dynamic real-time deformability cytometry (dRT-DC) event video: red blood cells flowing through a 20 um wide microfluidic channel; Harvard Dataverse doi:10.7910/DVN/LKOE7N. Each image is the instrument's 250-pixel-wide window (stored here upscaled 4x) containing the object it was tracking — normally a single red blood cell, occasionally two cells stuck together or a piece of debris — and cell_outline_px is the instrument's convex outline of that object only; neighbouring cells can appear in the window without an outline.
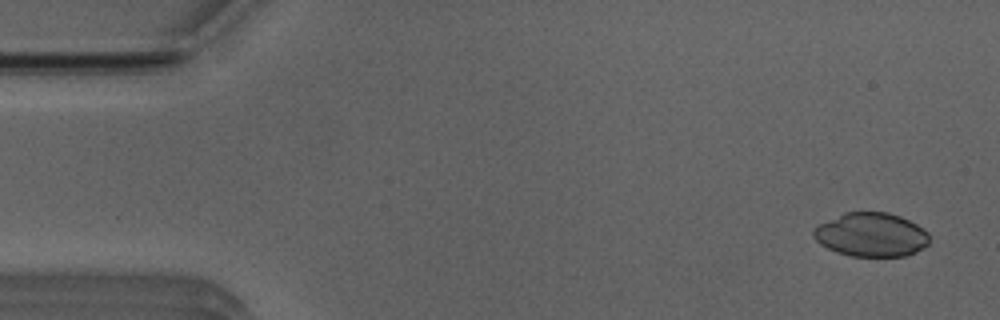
{"species": "Egyptian fruit bat (a non-hibernating species)", "species_latin": "Rousettus aegyptiacus", "temperature_condition": "room temperature", "stored_images_in_passage": 13, "camera_frame_rate_fps": 3000, "um_per_image_px": 0.085, "animal": {"sex": "male"}, "frame": {"image": 1, "passage_image": 1, "time_ms": 0.0, "image_size_px": [1000, 320], "cell_outline_px": [[928, 244], [924, 248], [916, 252], [904, 256], [852, 256], [836, 252], [820, 244], [812, 236], [812, 228], [816, 224], [844, 212], [888, 212], [900, 216], [924, 228], [928, 232]], "centroid_in_image_um": [74.01, 19.94], "position_along_channel_um": 11.0, "area_um2": 29.94}}